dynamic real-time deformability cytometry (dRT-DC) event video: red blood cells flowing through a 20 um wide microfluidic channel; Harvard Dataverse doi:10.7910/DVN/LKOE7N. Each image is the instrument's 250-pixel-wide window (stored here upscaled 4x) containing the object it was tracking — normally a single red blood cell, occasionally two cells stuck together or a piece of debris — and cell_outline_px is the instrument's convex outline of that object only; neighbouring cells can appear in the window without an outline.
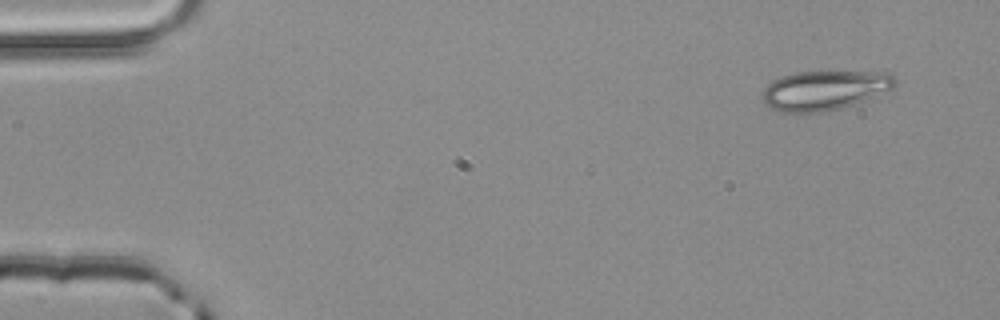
{"species": "common noctule bat (a hibernating species)", "species_latin": "Nyctalus noctula", "temperature_condition": "room temperature", "stored_images_in_passage": 3, "camera_frame_rate_fps": 3000, "um_per_image_px": 0.085, "animal": {"sex": "male", "body_mass_g": 20.4}, "frame": {"image": 1, "passage_image": 1, "time_ms": 0.0, "image_size_px": [1000, 320], "cell_outline_px": [[896, 84], [892, 88], [864, 100], [840, 108], [824, 112], [780, 112], [772, 108], [760, 96], [764, 88], [772, 80], [780, 76], [796, 72], [888, 72], [896, 80]], "centroid_in_image_um": [70.04, 7.66], "position_along_channel_um": 15.0, "area_um2": 30.23}}